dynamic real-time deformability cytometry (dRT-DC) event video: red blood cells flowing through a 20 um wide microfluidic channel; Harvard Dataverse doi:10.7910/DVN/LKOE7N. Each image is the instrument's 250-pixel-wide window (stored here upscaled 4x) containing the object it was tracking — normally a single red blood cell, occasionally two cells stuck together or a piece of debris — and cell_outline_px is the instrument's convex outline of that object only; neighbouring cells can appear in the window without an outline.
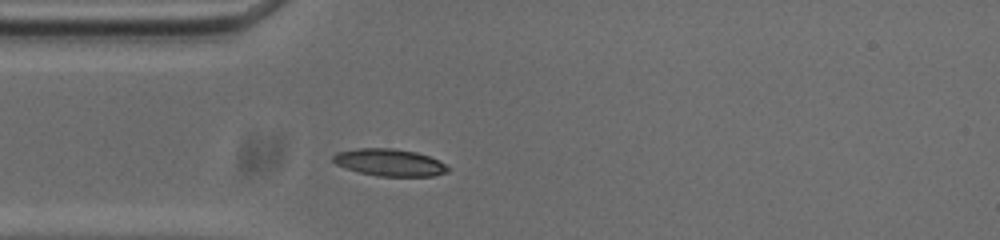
{"species": "common noctule bat (a hibernating species)", "species_latin": "Nyctalus noctula", "temperature_condition": "cold", "stored_images_in_passage": 14, "camera_frame_rate_fps": 3000, "um_per_image_px": 0.085, "animal": {"sex": "male", "body_mass_g": 20.0, "forearm_length_mm": 53.3}, "frame": {"image": 1, "passage_image": 7, "time_ms": 2.0, "image_size_px": [1000, 240], "cell_outline_px": [[452, 168], [448, 172], [436, 176], [376, 176], [344, 168], [336, 164], [332, 160], [332, 156], [336, 152], [360, 148], [392, 148], [416, 152], [440, 160]], "centroid_in_image_um": [33.14, 13.81], "position_along_channel_um": 51.9, "area_um2": 18.38}}
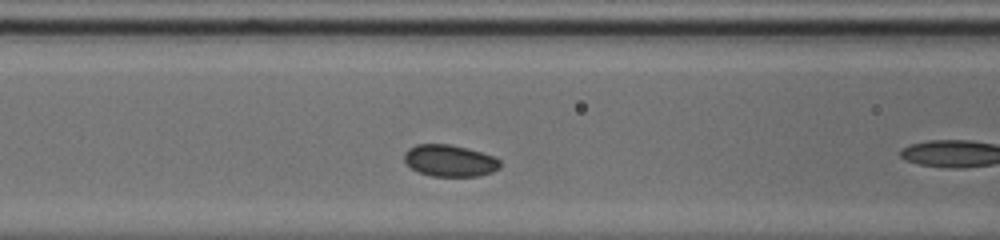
{"frame": {"image": 2, "passage_image": 10, "time_ms": 3.0, "image_size_px": [1000, 240], "cell_outline_px": [[500, 168], [492, 172], [480, 176], [432, 176], [420, 172], [412, 168], [404, 160], [404, 152], [408, 148], [416, 144], [448, 144], [480, 152], [492, 156], [500, 160]], "centroid_in_image_um": [38.22, 13.66], "position_along_channel_um": 128.4, "area_um2": 17.57}}